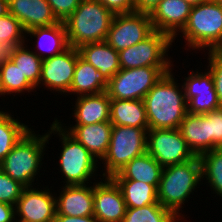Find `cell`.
Wrapping results in <instances>:
<instances>
[{
    "instance_id": "obj_1",
    "label": "cell",
    "mask_w": 222,
    "mask_h": 222,
    "mask_svg": "<svg viewBox=\"0 0 222 222\" xmlns=\"http://www.w3.org/2000/svg\"><path fill=\"white\" fill-rule=\"evenodd\" d=\"M182 92L171 71L152 87L143 99L149 129H179L187 114V102Z\"/></svg>"
},
{
    "instance_id": "obj_2",
    "label": "cell",
    "mask_w": 222,
    "mask_h": 222,
    "mask_svg": "<svg viewBox=\"0 0 222 222\" xmlns=\"http://www.w3.org/2000/svg\"><path fill=\"white\" fill-rule=\"evenodd\" d=\"M115 14L98 0H81L64 20L69 46L105 41Z\"/></svg>"
},
{
    "instance_id": "obj_3",
    "label": "cell",
    "mask_w": 222,
    "mask_h": 222,
    "mask_svg": "<svg viewBox=\"0 0 222 222\" xmlns=\"http://www.w3.org/2000/svg\"><path fill=\"white\" fill-rule=\"evenodd\" d=\"M201 178L202 167L199 156L184 163L164 167L157 188L158 202L179 218L178 211L182 208L181 204H184Z\"/></svg>"
},
{
    "instance_id": "obj_4",
    "label": "cell",
    "mask_w": 222,
    "mask_h": 222,
    "mask_svg": "<svg viewBox=\"0 0 222 222\" xmlns=\"http://www.w3.org/2000/svg\"><path fill=\"white\" fill-rule=\"evenodd\" d=\"M29 129L24 136L15 144L13 149L0 162V168L12 179L24 187H32L39 164L42 161V153L50 134L54 132V123L50 133L41 136L32 133ZM53 131V132H52ZM40 136V137H39Z\"/></svg>"
},
{
    "instance_id": "obj_5",
    "label": "cell",
    "mask_w": 222,
    "mask_h": 222,
    "mask_svg": "<svg viewBox=\"0 0 222 222\" xmlns=\"http://www.w3.org/2000/svg\"><path fill=\"white\" fill-rule=\"evenodd\" d=\"M181 32L190 48L216 49L222 43V6L212 0L192 6Z\"/></svg>"
},
{
    "instance_id": "obj_6",
    "label": "cell",
    "mask_w": 222,
    "mask_h": 222,
    "mask_svg": "<svg viewBox=\"0 0 222 222\" xmlns=\"http://www.w3.org/2000/svg\"><path fill=\"white\" fill-rule=\"evenodd\" d=\"M148 129L113 126L109 148L102 159L107 172L103 174L104 177H112L133 158L146 153Z\"/></svg>"
},
{
    "instance_id": "obj_7",
    "label": "cell",
    "mask_w": 222,
    "mask_h": 222,
    "mask_svg": "<svg viewBox=\"0 0 222 222\" xmlns=\"http://www.w3.org/2000/svg\"><path fill=\"white\" fill-rule=\"evenodd\" d=\"M171 67H138L120 69L109 81L106 92L110 99L143 100L152 87L171 71Z\"/></svg>"
},
{
    "instance_id": "obj_8",
    "label": "cell",
    "mask_w": 222,
    "mask_h": 222,
    "mask_svg": "<svg viewBox=\"0 0 222 222\" xmlns=\"http://www.w3.org/2000/svg\"><path fill=\"white\" fill-rule=\"evenodd\" d=\"M59 123L56 119L54 131L59 132L62 139L63 149L59 165L66 178L65 185H84L93 176L98 160Z\"/></svg>"
},
{
    "instance_id": "obj_9",
    "label": "cell",
    "mask_w": 222,
    "mask_h": 222,
    "mask_svg": "<svg viewBox=\"0 0 222 222\" xmlns=\"http://www.w3.org/2000/svg\"><path fill=\"white\" fill-rule=\"evenodd\" d=\"M172 42L168 34L154 31L145 40L118 52L121 69L170 67V61L165 55Z\"/></svg>"
},
{
    "instance_id": "obj_10",
    "label": "cell",
    "mask_w": 222,
    "mask_h": 222,
    "mask_svg": "<svg viewBox=\"0 0 222 222\" xmlns=\"http://www.w3.org/2000/svg\"><path fill=\"white\" fill-rule=\"evenodd\" d=\"M146 152L163 168L195 157L179 129H148Z\"/></svg>"
},
{
    "instance_id": "obj_11",
    "label": "cell",
    "mask_w": 222,
    "mask_h": 222,
    "mask_svg": "<svg viewBox=\"0 0 222 222\" xmlns=\"http://www.w3.org/2000/svg\"><path fill=\"white\" fill-rule=\"evenodd\" d=\"M154 31L150 14H115L105 41L120 52L145 40Z\"/></svg>"
},
{
    "instance_id": "obj_12",
    "label": "cell",
    "mask_w": 222,
    "mask_h": 222,
    "mask_svg": "<svg viewBox=\"0 0 222 222\" xmlns=\"http://www.w3.org/2000/svg\"><path fill=\"white\" fill-rule=\"evenodd\" d=\"M79 55L78 48L69 46L60 54L44 58L39 84L42 81L49 89L69 93Z\"/></svg>"
},
{
    "instance_id": "obj_13",
    "label": "cell",
    "mask_w": 222,
    "mask_h": 222,
    "mask_svg": "<svg viewBox=\"0 0 222 222\" xmlns=\"http://www.w3.org/2000/svg\"><path fill=\"white\" fill-rule=\"evenodd\" d=\"M184 89L187 113L203 115L220 108L211 72L190 73L185 78Z\"/></svg>"
},
{
    "instance_id": "obj_14",
    "label": "cell",
    "mask_w": 222,
    "mask_h": 222,
    "mask_svg": "<svg viewBox=\"0 0 222 222\" xmlns=\"http://www.w3.org/2000/svg\"><path fill=\"white\" fill-rule=\"evenodd\" d=\"M93 186L94 216L99 222H121L126 204L121 189L111 177Z\"/></svg>"
},
{
    "instance_id": "obj_15",
    "label": "cell",
    "mask_w": 222,
    "mask_h": 222,
    "mask_svg": "<svg viewBox=\"0 0 222 222\" xmlns=\"http://www.w3.org/2000/svg\"><path fill=\"white\" fill-rule=\"evenodd\" d=\"M48 190L25 187L15 205V214L26 222H54L56 198Z\"/></svg>"
},
{
    "instance_id": "obj_16",
    "label": "cell",
    "mask_w": 222,
    "mask_h": 222,
    "mask_svg": "<svg viewBox=\"0 0 222 222\" xmlns=\"http://www.w3.org/2000/svg\"><path fill=\"white\" fill-rule=\"evenodd\" d=\"M191 9L184 0H162L150 14L154 30L166 33L174 40L176 32L186 26Z\"/></svg>"
},
{
    "instance_id": "obj_17",
    "label": "cell",
    "mask_w": 222,
    "mask_h": 222,
    "mask_svg": "<svg viewBox=\"0 0 222 222\" xmlns=\"http://www.w3.org/2000/svg\"><path fill=\"white\" fill-rule=\"evenodd\" d=\"M9 13L20 21L25 32L60 22L46 0H9Z\"/></svg>"
},
{
    "instance_id": "obj_18",
    "label": "cell",
    "mask_w": 222,
    "mask_h": 222,
    "mask_svg": "<svg viewBox=\"0 0 222 222\" xmlns=\"http://www.w3.org/2000/svg\"><path fill=\"white\" fill-rule=\"evenodd\" d=\"M93 186L65 185L60 196L56 199V215L93 216L94 196Z\"/></svg>"
},
{
    "instance_id": "obj_19",
    "label": "cell",
    "mask_w": 222,
    "mask_h": 222,
    "mask_svg": "<svg viewBox=\"0 0 222 222\" xmlns=\"http://www.w3.org/2000/svg\"><path fill=\"white\" fill-rule=\"evenodd\" d=\"M71 128V129H70ZM67 132L80 142L95 158L103 159L111 139V122H99L89 125H74Z\"/></svg>"
},
{
    "instance_id": "obj_20",
    "label": "cell",
    "mask_w": 222,
    "mask_h": 222,
    "mask_svg": "<svg viewBox=\"0 0 222 222\" xmlns=\"http://www.w3.org/2000/svg\"><path fill=\"white\" fill-rule=\"evenodd\" d=\"M78 50L80 56L99 70L108 81L121 69L118 52L106 41L86 43Z\"/></svg>"
},
{
    "instance_id": "obj_21",
    "label": "cell",
    "mask_w": 222,
    "mask_h": 222,
    "mask_svg": "<svg viewBox=\"0 0 222 222\" xmlns=\"http://www.w3.org/2000/svg\"><path fill=\"white\" fill-rule=\"evenodd\" d=\"M74 117L76 125H89L110 121V97L104 91L77 97Z\"/></svg>"
},
{
    "instance_id": "obj_22",
    "label": "cell",
    "mask_w": 222,
    "mask_h": 222,
    "mask_svg": "<svg viewBox=\"0 0 222 222\" xmlns=\"http://www.w3.org/2000/svg\"><path fill=\"white\" fill-rule=\"evenodd\" d=\"M179 130L195 156L210 151V123L205 114L187 113L180 123Z\"/></svg>"
},
{
    "instance_id": "obj_23",
    "label": "cell",
    "mask_w": 222,
    "mask_h": 222,
    "mask_svg": "<svg viewBox=\"0 0 222 222\" xmlns=\"http://www.w3.org/2000/svg\"><path fill=\"white\" fill-rule=\"evenodd\" d=\"M163 167L147 152L133 158L118 173L113 180H136L153 185L158 188Z\"/></svg>"
},
{
    "instance_id": "obj_24",
    "label": "cell",
    "mask_w": 222,
    "mask_h": 222,
    "mask_svg": "<svg viewBox=\"0 0 222 222\" xmlns=\"http://www.w3.org/2000/svg\"><path fill=\"white\" fill-rule=\"evenodd\" d=\"M110 122L113 126L148 128L144 101L111 99Z\"/></svg>"
},
{
    "instance_id": "obj_25",
    "label": "cell",
    "mask_w": 222,
    "mask_h": 222,
    "mask_svg": "<svg viewBox=\"0 0 222 222\" xmlns=\"http://www.w3.org/2000/svg\"><path fill=\"white\" fill-rule=\"evenodd\" d=\"M107 87L108 80L79 55L69 92L77 93L79 96L98 94L106 91Z\"/></svg>"
},
{
    "instance_id": "obj_26",
    "label": "cell",
    "mask_w": 222,
    "mask_h": 222,
    "mask_svg": "<svg viewBox=\"0 0 222 222\" xmlns=\"http://www.w3.org/2000/svg\"><path fill=\"white\" fill-rule=\"evenodd\" d=\"M25 33L37 37V47L43 49L41 51H47V53H50L46 57L42 56L43 59L60 54L69 47L66 27L63 21L48 27H36ZM44 43L46 45L48 44V46Z\"/></svg>"
},
{
    "instance_id": "obj_27",
    "label": "cell",
    "mask_w": 222,
    "mask_h": 222,
    "mask_svg": "<svg viewBox=\"0 0 222 222\" xmlns=\"http://www.w3.org/2000/svg\"><path fill=\"white\" fill-rule=\"evenodd\" d=\"M114 181L121 189L126 208L160 204L157 199V189L153 185L136 180Z\"/></svg>"
},
{
    "instance_id": "obj_28",
    "label": "cell",
    "mask_w": 222,
    "mask_h": 222,
    "mask_svg": "<svg viewBox=\"0 0 222 222\" xmlns=\"http://www.w3.org/2000/svg\"><path fill=\"white\" fill-rule=\"evenodd\" d=\"M25 44L6 50V55L15 63L25 78L34 86L39 85L43 57L40 53L25 49Z\"/></svg>"
},
{
    "instance_id": "obj_29",
    "label": "cell",
    "mask_w": 222,
    "mask_h": 222,
    "mask_svg": "<svg viewBox=\"0 0 222 222\" xmlns=\"http://www.w3.org/2000/svg\"><path fill=\"white\" fill-rule=\"evenodd\" d=\"M28 130L25 124L13 119L10 114L0 111V162Z\"/></svg>"
},
{
    "instance_id": "obj_30",
    "label": "cell",
    "mask_w": 222,
    "mask_h": 222,
    "mask_svg": "<svg viewBox=\"0 0 222 222\" xmlns=\"http://www.w3.org/2000/svg\"><path fill=\"white\" fill-rule=\"evenodd\" d=\"M0 72L4 94L21 93L24 90L29 92L35 88L7 55L0 60Z\"/></svg>"
},
{
    "instance_id": "obj_31",
    "label": "cell",
    "mask_w": 222,
    "mask_h": 222,
    "mask_svg": "<svg viewBox=\"0 0 222 222\" xmlns=\"http://www.w3.org/2000/svg\"><path fill=\"white\" fill-rule=\"evenodd\" d=\"M202 179L206 177L215 193L222 197V148H215L199 156Z\"/></svg>"
},
{
    "instance_id": "obj_32",
    "label": "cell",
    "mask_w": 222,
    "mask_h": 222,
    "mask_svg": "<svg viewBox=\"0 0 222 222\" xmlns=\"http://www.w3.org/2000/svg\"><path fill=\"white\" fill-rule=\"evenodd\" d=\"M177 217L161 204H150L138 208H126L121 222H176Z\"/></svg>"
},
{
    "instance_id": "obj_33",
    "label": "cell",
    "mask_w": 222,
    "mask_h": 222,
    "mask_svg": "<svg viewBox=\"0 0 222 222\" xmlns=\"http://www.w3.org/2000/svg\"><path fill=\"white\" fill-rule=\"evenodd\" d=\"M24 32L20 21L10 13L0 17V45L5 51L23 45Z\"/></svg>"
},
{
    "instance_id": "obj_34",
    "label": "cell",
    "mask_w": 222,
    "mask_h": 222,
    "mask_svg": "<svg viewBox=\"0 0 222 222\" xmlns=\"http://www.w3.org/2000/svg\"><path fill=\"white\" fill-rule=\"evenodd\" d=\"M24 188L0 168V202L15 206Z\"/></svg>"
},
{
    "instance_id": "obj_35",
    "label": "cell",
    "mask_w": 222,
    "mask_h": 222,
    "mask_svg": "<svg viewBox=\"0 0 222 222\" xmlns=\"http://www.w3.org/2000/svg\"><path fill=\"white\" fill-rule=\"evenodd\" d=\"M209 66L213 77L220 108L222 109V55L216 50H209Z\"/></svg>"
},
{
    "instance_id": "obj_36",
    "label": "cell",
    "mask_w": 222,
    "mask_h": 222,
    "mask_svg": "<svg viewBox=\"0 0 222 222\" xmlns=\"http://www.w3.org/2000/svg\"><path fill=\"white\" fill-rule=\"evenodd\" d=\"M205 115L210 123V150L222 148V109L209 111Z\"/></svg>"
},
{
    "instance_id": "obj_37",
    "label": "cell",
    "mask_w": 222,
    "mask_h": 222,
    "mask_svg": "<svg viewBox=\"0 0 222 222\" xmlns=\"http://www.w3.org/2000/svg\"><path fill=\"white\" fill-rule=\"evenodd\" d=\"M59 21L66 20L79 6L81 0H46Z\"/></svg>"
},
{
    "instance_id": "obj_38",
    "label": "cell",
    "mask_w": 222,
    "mask_h": 222,
    "mask_svg": "<svg viewBox=\"0 0 222 222\" xmlns=\"http://www.w3.org/2000/svg\"><path fill=\"white\" fill-rule=\"evenodd\" d=\"M114 14L134 12V0H98Z\"/></svg>"
},
{
    "instance_id": "obj_39",
    "label": "cell",
    "mask_w": 222,
    "mask_h": 222,
    "mask_svg": "<svg viewBox=\"0 0 222 222\" xmlns=\"http://www.w3.org/2000/svg\"><path fill=\"white\" fill-rule=\"evenodd\" d=\"M162 0H134V12L151 14Z\"/></svg>"
},
{
    "instance_id": "obj_40",
    "label": "cell",
    "mask_w": 222,
    "mask_h": 222,
    "mask_svg": "<svg viewBox=\"0 0 222 222\" xmlns=\"http://www.w3.org/2000/svg\"><path fill=\"white\" fill-rule=\"evenodd\" d=\"M14 220L15 207L13 205L0 202V222H13Z\"/></svg>"
},
{
    "instance_id": "obj_41",
    "label": "cell",
    "mask_w": 222,
    "mask_h": 222,
    "mask_svg": "<svg viewBox=\"0 0 222 222\" xmlns=\"http://www.w3.org/2000/svg\"><path fill=\"white\" fill-rule=\"evenodd\" d=\"M54 222H99V220L93 216H66V215H55Z\"/></svg>"
},
{
    "instance_id": "obj_42",
    "label": "cell",
    "mask_w": 222,
    "mask_h": 222,
    "mask_svg": "<svg viewBox=\"0 0 222 222\" xmlns=\"http://www.w3.org/2000/svg\"><path fill=\"white\" fill-rule=\"evenodd\" d=\"M9 13V0H0V17Z\"/></svg>"
},
{
    "instance_id": "obj_43",
    "label": "cell",
    "mask_w": 222,
    "mask_h": 222,
    "mask_svg": "<svg viewBox=\"0 0 222 222\" xmlns=\"http://www.w3.org/2000/svg\"><path fill=\"white\" fill-rule=\"evenodd\" d=\"M184 1L189 3L191 6H196L198 4L206 2L207 0H184Z\"/></svg>"
},
{
    "instance_id": "obj_44",
    "label": "cell",
    "mask_w": 222,
    "mask_h": 222,
    "mask_svg": "<svg viewBox=\"0 0 222 222\" xmlns=\"http://www.w3.org/2000/svg\"><path fill=\"white\" fill-rule=\"evenodd\" d=\"M4 95V87L2 84V77H1V72H0V95Z\"/></svg>"
},
{
    "instance_id": "obj_45",
    "label": "cell",
    "mask_w": 222,
    "mask_h": 222,
    "mask_svg": "<svg viewBox=\"0 0 222 222\" xmlns=\"http://www.w3.org/2000/svg\"><path fill=\"white\" fill-rule=\"evenodd\" d=\"M6 55V51L4 48L0 45V60Z\"/></svg>"
},
{
    "instance_id": "obj_46",
    "label": "cell",
    "mask_w": 222,
    "mask_h": 222,
    "mask_svg": "<svg viewBox=\"0 0 222 222\" xmlns=\"http://www.w3.org/2000/svg\"><path fill=\"white\" fill-rule=\"evenodd\" d=\"M216 50L222 55V43L216 48Z\"/></svg>"
},
{
    "instance_id": "obj_47",
    "label": "cell",
    "mask_w": 222,
    "mask_h": 222,
    "mask_svg": "<svg viewBox=\"0 0 222 222\" xmlns=\"http://www.w3.org/2000/svg\"><path fill=\"white\" fill-rule=\"evenodd\" d=\"M212 1L219 3L222 6V0H212Z\"/></svg>"
}]
</instances>
